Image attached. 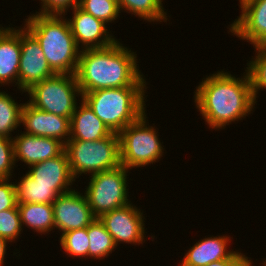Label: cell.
Returning <instances> with one entry per match:
<instances>
[{
    "instance_id": "cell-3",
    "label": "cell",
    "mask_w": 266,
    "mask_h": 266,
    "mask_svg": "<svg viewBox=\"0 0 266 266\" xmlns=\"http://www.w3.org/2000/svg\"><path fill=\"white\" fill-rule=\"evenodd\" d=\"M26 29L37 39L47 63L55 74H73L77 70L80 51L68 20L62 15L33 14L25 22Z\"/></svg>"
},
{
    "instance_id": "cell-20",
    "label": "cell",
    "mask_w": 266,
    "mask_h": 266,
    "mask_svg": "<svg viewBox=\"0 0 266 266\" xmlns=\"http://www.w3.org/2000/svg\"><path fill=\"white\" fill-rule=\"evenodd\" d=\"M17 208L22 225L44 234L55 229L53 204L23 203Z\"/></svg>"
},
{
    "instance_id": "cell-21",
    "label": "cell",
    "mask_w": 266,
    "mask_h": 266,
    "mask_svg": "<svg viewBox=\"0 0 266 266\" xmlns=\"http://www.w3.org/2000/svg\"><path fill=\"white\" fill-rule=\"evenodd\" d=\"M15 190L17 204H53L60 195L51 186L37 185L27 173L15 184Z\"/></svg>"
},
{
    "instance_id": "cell-9",
    "label": "cell",
    "mask_w": 266,
    "mask_h": 266,
    "mask_svg": "<svg viewBox=\"0 0 266 266\" xmlns=\"http://www.w3.org/2000/svg\"><path fill=\"white\" fill-rule=\"evenodd\" d=\"M20 45L17 88L25 92L35 83L51 78L55 73L49 67L39 42L25 27L20 28Z\"/></svg>"
},
{
    "instance_id": "cell-32",
    "label": "cell",
    "mask_w": 266,
    "mask_h": 266,
    "mask_svg": "<svg viewBox=\"0 0 266 266\" xmlns=\"http://www.w3.org/2000/svg\"><path fill=\"white\" fill-rule=\"evenodd\" d=\"M252 261L239 252H234L230 257L212 262L206 266H253Z\"/></svg>"
},
{
    "instance_id": "cell-1",
    "label": "cell",
    "mask_w": 266,
    "mask_h": 266,
    "mask_svg": "<svg viewBox=\"0 0 266 266\" xmlns=\"http://www.w3.org/2000/svg\"><path fill=\"white\" fill-rule=\"evenodd\" d=\"M134 52L118 40L107 47L80 50L75 77L82 94L100 89L146 87Z\"/></svg>"
},
{
    "instance_id": "cell-14",
    "label": "cell",
    "mask_w": 266,
    "mask_h": 266,
    "mask_svg": "<svg viewBox=\"0 0 266 266\" xmlns=\"http://www.w3.org/2000/svg\"><path fill=\"white\" fill-rule=\"evenodd\" d=\"M14 161L19 159L31 165L59 156L65 144L54 138L40 137L27 133L12 138Z\"/></svg>"
},
{
    "instance_id": "cell-26",
    "label": "cell",
    "mask_w": 266,
    "mask_h": 266,
    "mask_svg": "<svg viewBox=\"0 0 266 266\" xmlns=\"http://www.w3.org/2000/svg\"><path fill=\"white\" fill-rule=\"evenodd\" d=\"M256 55L255 60H251L247 67V74L250 79V84L252 88V95L254 101L258 97V91L260 89H266V46L255 47Z\"/></svg>"
},
{
    "instance_id": "cell-4",
    "label": "cell",
    "mask_w": 266,
    "mask_h": 266,
    "mask_svg": "<svg viewBox=\"0 0 266 266\" xmlns=\"http://www.w3.org/2000/svg\"><path fill=\"white\" fill-rule=\"evenodd\" d=\"M146 87L100 89L82 94L83 100L113 133L119 134L126 126L145 113Z\"/></svg>"
},
{
    "instance_id": "cell-30",
    "label": "cell",
    "mask_w": 266,
    "mask_h": 266,
    "mask_svg": "<svg viewBox=\"0 0 266 266\" xmlns=\"http://www.w3.org/2000/svg\"><path fill=\"white\" fill-rule=\"evenodd\" d=\"M42 8L38 14L42 15H65L68 8L78 6L79 0H41Z\"/></svg>"
},
{
    "instance_id": "cell-22",
    "label": "cell",
    "mask_w": 266,
    "mask_h": 266,
    "mask_svg": "<svg viewBox=\"0 0 266 266\" xmlns=\"http://www.w3.org/2000/svg\"><path fill=\"white\" fill-rule=\"evenodd\" d=\"M89 237V257L94 259H104L116 248L112 236L109 234L104 224L96 218L88 227Z\"/></svg>"
},
{
    "instance_id": "cell-11",
    "label": "cell",
    "mask_w": 266,
    "mask_h": 266,
    "mask_svg": "<svg viewBox=\"0 0 266 266\" xmlns=\"http://www.w3.org/2000/svg\"><path fill=\"white\" fill-rule=\"evenodd\" d=\"M55 228L62 234L88 227L96 218L92 214L85 195L72 190L61 194L53 202Z\"/></svg>"
},
{
    "instance_id": "cell-27",
    "label": "cell",
    "mask_w": 266,
    "mask_h": 266,
    "mask_svg": "<svg viewBox=\"0 0 266 266\" xmlns=\"http://www.w3.org/2000/svg\"><path fill=\"white\" fill-rule=\"evenodd\" d=\"M60 243L65 252L72 257H89L90 244L87 227L61 234Z\"/></svg>"
},
{
    "instance_id": "cell-19",
    "label": "cell",
    "mask_w": 266,
    "mask_h": 266,
    "mask_svg": "<svg viewBox=\"0 0 266 266\" xmlns=\"http://www.w3.org/2000/svg\"><path fill=\"white\" fill-rule=\"evenodd\" d=\"M230 237H208L194 244L184 256L180 266H206L230 257L235 251L227 250Z\"/></svg>"
},
{
    "instance_id": "cell-12",
    "label": "cell",
    "mask_w": 266,
    "mask_h": 266,
    "mask_svg": "<svg viewBox=\"0 0 266 266\" xmlns=\"http://www.w3.org/2000/svg\"><path fill=\"white\" fill-rule=\"evenodd\" d=\"M21 123L26 128L25 133L27 134L54 138L64 144L70 138V118L45 112L31 105L28 101L26 104L24 103L22 108Z\"/></svg>"
},
{
    "instance_id": "cell-8",
    "label": "cell",
    "mask_w": 266,
    "mask_h": 266,
    "mask_svg": "<svg viewBox=\"0 0 266 266\" xmlns=\"http://www.w3.org/2000/svg\"><path fill=\"white\" fill-rule=\"evenodd\" d=\"M127 173L128 169L119 165L91 176L84 194L95 218L130 203L126 183Z\"/></svg>"
},
{
    "instance_id": "cell-18",
    "label": "cell",
    "mask_w": 266,
    "mask_h": 266,
    "mask_svg": "<svg viewBox=\"0 0 266 266\" xmlns=\"http://www.w3.org/2000/svg\"><path fill=\"white\" fill-rule=\"evenodd\" d=\"M70 119L69 140L97 141L112 132L82 100ZM79 109V110H78Z\"/></svg>"
},
{
    "instance_id": "cell-16",
    "label": "cell",
    "mask_w": 266,
    "mask_h": 266,
    "mask_svg": "<svg viewBox=\"0 0 266 266\" xmlns=\"http://www.w3.org/2000/svg\"><path fill=\"white\" fill-rule=\"evenodd\" d=\"M28 175L37 185L51 186L60 195L72 191L69 186L75 181L69 167L65 150L57 157L30 166Z\"/></svg>"
},
{
    "instance_id": "cell-5",
    "label": "cell",
    "mask_w": 266,
    "mask_h": 266,
    "mask_svg": "<svg viewBox=\"0 0 266 266\" xmlns=\"http://www.w3.org/2000/svg\"><path fill=\"white\" fill-rule=\"evenodd\" d=\"M65 152L74 178L83 173L93 175L121 165L119 135L113 132L97 141L68 140Z\"/></svg>"
},
{
    "instance_id": "cell-13",
    "label": "cell",
    "mask_w": 266,
    "mask_h": 266,
    "mask_svg": "<svg viewBox=\"0 0 266 266\" xmlns=\"http://www.w3.org/2000/svg\"><path fill=\"white\" fill-rule=\"evenodd\" d=\"M72 19L68 20L71 33L80 49L79 44L83 45L82 50L103 48L114 44L117 40L109 34L106 24L84 12L78 6L73 8ZM84 46V47H83Z\"/></svg>"
},
{
    "instance_id": "cell-10",
    "label": "cell",
    "mask_w": 266,
    "mask_h": 266,
    "mask_svg": "<svg viewBox=\"0 0 266 266\" xmlns=\"http://www.w3.org/2000/svg\"><path fill=\"white\" fill-rule=\"evenodd\" d=\"M143 213L130 203L114 209L99 217L105 228L112 236L113 241L118 243L142 244L145 237Z\"/></svg>"
},
{
    "instance_id": "cell-31",
    "label": "cell",
    "mask_w": 266,
    "mask_h": 266,
    "mask_svg": "<svg viewBox=\"0 0 266 266\" xmlns=\"http://www.w3.org/2000/svg\"><path fill=\"white\" fill-rule=\"evenodd\" d=\"M9 182L8 179H0V212L17 205L15 184Z\"/></svg>"
},
{
    "instance_id": "cell-17",
    "label": "cell",
    "mask_w": 266,
    "mask_h": 266,
    "mask_svg": "<svg viewBox=\"0 0 266 266\" xmlns=\"http://www.w3.org/2000/svg\"><path fill=\"white\" fill-rule=\"evenodd\" d=\"M21 58L20 29L0 27V84H18ZM17 81V82H16Z\"/></svg>"
},
{
    "instance_id": "cell-25",
    "label": "cell",
    "mask_w": 266,
    "mask_h": 266,
    "mask_svg": "<svg viewBox=\"0 0 266 266\" xmlns=\"http://www.w3.org/2000/svg\"><path fill=\"white\" fill-rule=\"evenodd\" d=\"M78 7L105 24L116 20L121 13L117 0H79Z\"/></svg>"
},
{
    "instance_id": "cell-2",
    "label": "cell",
    "mask_w": 266,
    "mask_h": 266,
    "mask_svg": "<svg viewBox=\"0 0 266 266\" xmlns=\"http://www.w3.org/2000/svg\"><path fill=\"white\" fill-rule=\"evenodd\" d=\"M219 71L199 84L194 100L204 120L212 129H221L253 111L255 101L250 79ZM250 112V113H249Z\"/></svg>"
},
{
    "instance_id": "cell-6",
    "label": "cell",
    "mask_w": 266,
    "mask_h": 266,
    "mask_svg": "<svg viewBox=\"0 0 266 266\" xmlns=\"http://www.w3.org/2000/svg\"><path fill=\"white\" fill-rule=\"evenodd\" d=\"M146 118L144 113L118 134L120 164L128 170L153 164L163 155L164 148L158 140V132L152 126L147 127Z\"/></svg>"
},
{
    "instance_id": "cell-23",
    "label": "cell",
    "mask_w": 266,
    "mask_h": 266,
    "mask_svg": "<svg viewBox=\"0 0 266 266\" xmlns=\"http://www.w3.org/2000/svg\"><path fill=\"white\" fill-rule=\"evenodd\" d=\"M119 9L139 16L144 20L155 22L167 21L162 0H117Z\"/></svg>"
},
{
    "instance_id": "cell-34",
    "label": "cell",
    "mask_w": 266,
    "mask_h": 266,
    "mask_svg": "<svg viewBox=\"0 0 266 266\" xmlns=\"http://www.w3.org/2000/svg\"><path fill=\"white\" fill-rule=\"evenodd\" d=\"M254 0H239L240 2V8H242L243 6H245L246 4L252 2Z\"/></svg>"
},
{
    "instance_id": "cell-7",
    "label": "cell",
    "mask_w": 266,
    "mask_h": 266,
    "mask_svg": "<svg viewBox=\"0 0 266 266\" xmlns=\"http://www.w3.org/2000/svg\"><path fill=\"white\" fill-rule=\"evenodd\" d=\"M29 103L38 109L61 117H72L76 107V94L82 96L75 75L55 74L35 83L28 90Z\"/></svg>"
},
{
    "instance_id": "cell-29",
    "label": "cell",
    "mask_w": 266,
    "mask_h": 266,
    "mask_svg": "<svg viewBox=\"0 0 266 266\" xmlns=\"http://www.w3.org/2000/svg\"><path fill=\"white\" fill-rule=\"evenodd\" d=\"M15 164L12 139L0 137V179L11 178Z\"/></svg>"
},
{
    "instance_id": "cell-33",
    "label": "cell",
    "mask_w": 266,
    "mask_h": 266,
    "mask_svg": "<svg viewBox=\"0 0 266 266\" xmlns=\"http://www.w3.org/2000/svg\"><path fill=\"white\" fill-rule=\"evenodd\" d=\"M7 242L9 241L0 237V266H2L4 263V259H5L4 256L6 254Z\"/></svg>"
},
{
    "instance_id": "cell-24",
    "label": "cell",
    "mask_w": 266,
    "mask_h": 266,
    "mask_svg": "<svg viewBox=\"0 0 266 266\" xmlns=\"http://www.w3.org/2000/svg\"><path fill=\"white\" fill-rule=\"evenodd\" d=\"M23 105L17 104L5 91L0 92V137L12 139L11 132L21 125Z\"/></svg>"
},
{
    "instance_id": "cell-15",
    "label": "cell",
    "mask_w": 266,
    "mask_h": 266,
    "mask_svg": "<svg viewBox=\"0 0 266 266\" xmlns=\"http://www.w3.org/2000/svg\"><path fill=\"white\" fill-rule=\"evenodd\" d=\"M242 13L229 30L253 47L266 46V0H254L241 8Z\"/></svg>"
},
{
    "instance_id": "cell-28",
    "label": "cell",
    "mask_w": 266,
    "mask_h": 266,
    "mask_svg": "<svg viewBox=\"0 0 266 266\" xmlns=\"http://www.w3.org/2000/svg\"><path fill=\"white\" fill-rule=\"evenodd\" d=\"M23 229L17 205L0 212V237L9 242L17 239Z\"/></svg>"
}]
</instances>
